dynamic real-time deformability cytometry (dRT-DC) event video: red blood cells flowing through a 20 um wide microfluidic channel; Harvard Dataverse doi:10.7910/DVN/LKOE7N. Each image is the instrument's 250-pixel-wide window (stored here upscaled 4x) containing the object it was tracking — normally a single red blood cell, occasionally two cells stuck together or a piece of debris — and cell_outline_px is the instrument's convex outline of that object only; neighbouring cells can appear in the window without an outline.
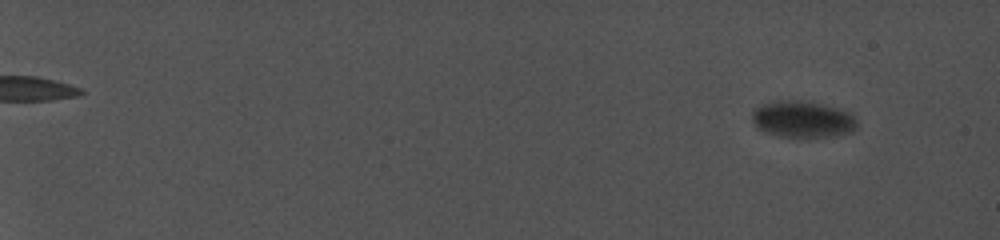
{"species": "common noctule bat (a hibernating species)", "species_latin": "Nyctalus noctula", "temperature_condition": "cold", "stored_images_in_passage": 33, "camera_frame_rate_fps": 5000, "um_per_image_px": 0.085, "animal": {"sex": "female", "body_mass_g": 19.0, "forearm_length_mm": 56.7}, "frame": {"image": 1, "passage_image": 3, "time_ms": 1.6, "image_size_px": [1000, 240], "cell_outline_px": [[856, 128], [852, 132], [836, 136], [804, 140], [780, 136], [768, 132], [760, 128], [752, 120], [752, 112], [760, 104], [776, 100], [800, 100], [824, 104], [840, 108], [848, 112], [856, 120]], "centroid_in_image_um": [68.25, 10.16], "position_along_channel_um": 16.7, "area_um2": 23.0}}
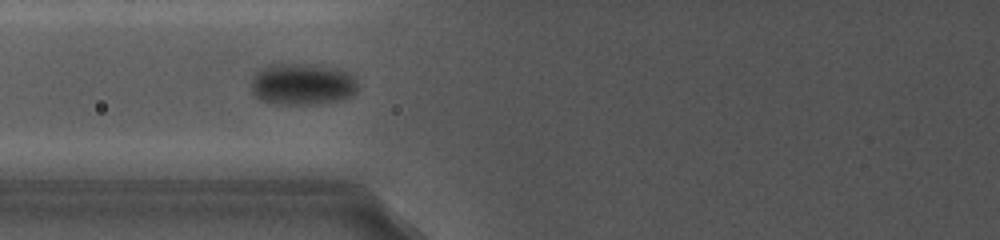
{"frame": {"image": 2, "passage_image": 16, "time_ms": 11.0, "image_size_px": [1000, 240], "cell_outline_px": [[360, 88], [352, 96], [344, 100], [312, 104], [276, 104], [260, 100], [252, 92], [252, 72], [268, 64], [288, 60], [340, 68], [348, 72], [356, 80]], "centroid_in_image_um": [25.69, 7.1], "position_along_channel_um": 100.1, "area_um2": 27.22}}
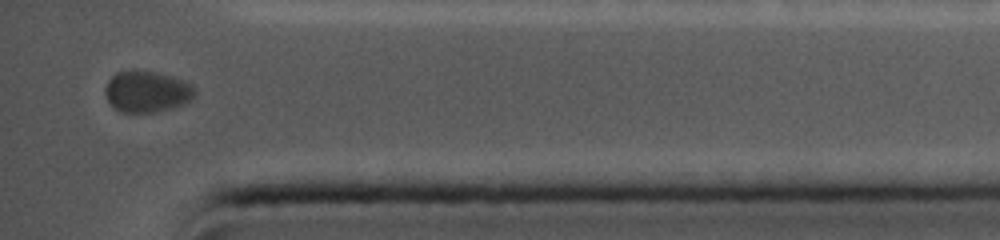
{"frame": {"image": 3, "passage_image": 33, "time_ms": 20.0, "image_size_px": [1000, 240], "cell_outline_px": [[196, 92], [184, 104], [156, 112], [120, 112], [108, 100], [104, 92], [104, 88], [108, 80], [116, 72], [132, 68], [156, 72], [192, 84], [196, 88]], "centroid_in_image_um": [12.44, 7.76], "position_along_channel_um": 422.8, "area_um2": 21.62}}